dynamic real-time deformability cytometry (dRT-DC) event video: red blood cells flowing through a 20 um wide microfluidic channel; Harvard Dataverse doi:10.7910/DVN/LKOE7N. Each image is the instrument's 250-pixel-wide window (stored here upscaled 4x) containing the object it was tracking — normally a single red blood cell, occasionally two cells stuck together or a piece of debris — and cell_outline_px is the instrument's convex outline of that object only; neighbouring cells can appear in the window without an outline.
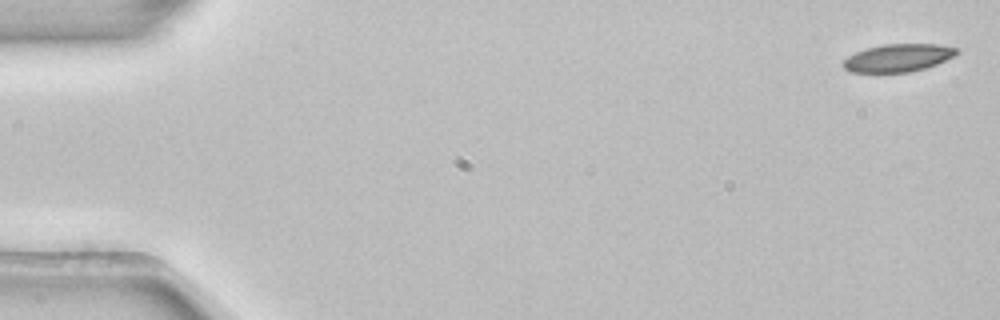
{"species": "common noctule bat (a hibernating species)", "species_latin": "Nyctalus noctula", "temperature_condition": "room temperature", "stored_images_in_passage": 5, "camera_frame_rate_fps": 3000, "um_per_image_px": 0.085, "animal": {"sex": "female", "body_mass_g": 22.7, "forearm_length_mm": 54.2}, "frame": {"image": 1, "passage_image": 1, "time_ms": 0.0, "image_size_px": [1000, 320], "cell_outline_px": [[960, 52], [936, 64], [924, 68], [908, 72], [852, 72], [844, 68], [844, 60], [848, 56], [856, 52], [868, 48], [884, 44], [940, 44], [960, 48]], "centroid_in_image_um": [76.37, 4.9], "position_along_channel_um": 8.6, "area_um2": 18.15}}
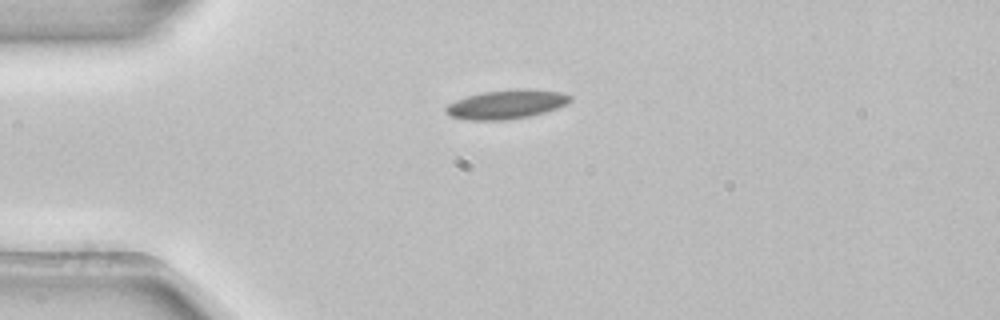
{"frame": {"image": 2, "passage_image": 3, "time_ms": 0.667, "image_size_px": [1000, 320], "cell_outline_px": [[572, 100], [568, 104], [532, 116], [504, 120], [468, 120], [448, 116], [444, 112], [444, 108], [448, 104], [456, 100], [468, 96], [484, 92], [524, 88], [528, 88], [560, 92], [572, 96]], "centroid_in_image_um": [43.05, 8.87], "position_along_channel_um": 42.0, "area_um2": 21.15}}